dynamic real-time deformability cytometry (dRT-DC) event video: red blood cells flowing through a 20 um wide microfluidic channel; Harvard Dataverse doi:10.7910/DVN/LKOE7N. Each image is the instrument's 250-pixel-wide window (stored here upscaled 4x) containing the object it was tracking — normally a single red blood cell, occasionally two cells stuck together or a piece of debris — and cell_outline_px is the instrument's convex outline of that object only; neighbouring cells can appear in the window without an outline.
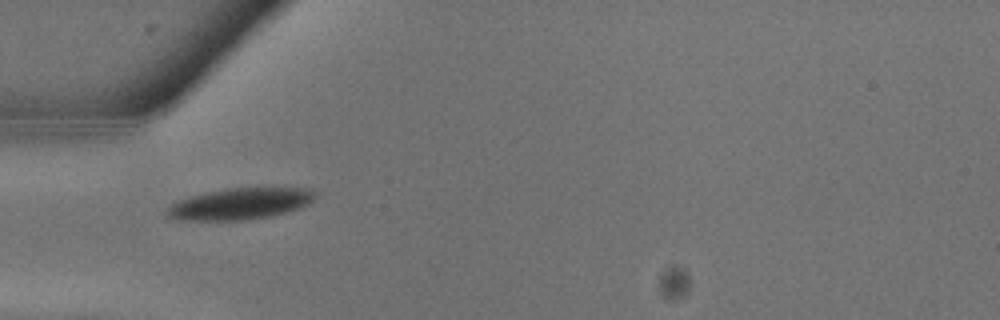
{"species": "common noctule bat (a hibernating species)", "species_latin": "Nyctalus noctula", "temperature_condition": "warm", "stored_images_in_passage": 4, "camera_frame_rate_fps": 3000, "um_per_image_px": 0.085, "animal": {"sex": "male", "body_mass_g": 13.3}, "frame": {"image": 1, "passage_image": 1, "time_ms": 0.0, "image_size_px": [1000, 320], "cell_outline_px": [[316, 196], [308, 204], [284, 212], [268, 216], [240, 220], [176, 220], [168, 216], [168, 208], [176, 200], [224, 188], [312, 188], [316, 192]], "centroid_in_image_um": [20.4, 17.31], "position_along_channel_um": 64.6, "area_um2": 26.7}}
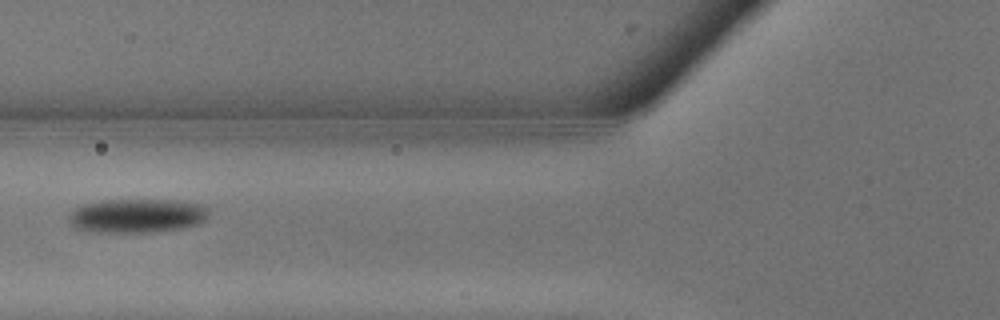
{"frame": {"image": 2, "passage_image": 3, "time_ms": 0.667, "image_size_px": [1000, 320], "cell_outline_px": [[208, 212], [204, 220], [196, 224], [180, 228], [144, 232], [96, 232], [76, 228], [68, 220], [72, 212], [80, 204], [104, 200], [180, 200], [204, 204], [208, 208]], "centroid_in_image_um": [11.65, 18.31], "position_along_channel_um": 114.1, "area_um2": 27.57}}